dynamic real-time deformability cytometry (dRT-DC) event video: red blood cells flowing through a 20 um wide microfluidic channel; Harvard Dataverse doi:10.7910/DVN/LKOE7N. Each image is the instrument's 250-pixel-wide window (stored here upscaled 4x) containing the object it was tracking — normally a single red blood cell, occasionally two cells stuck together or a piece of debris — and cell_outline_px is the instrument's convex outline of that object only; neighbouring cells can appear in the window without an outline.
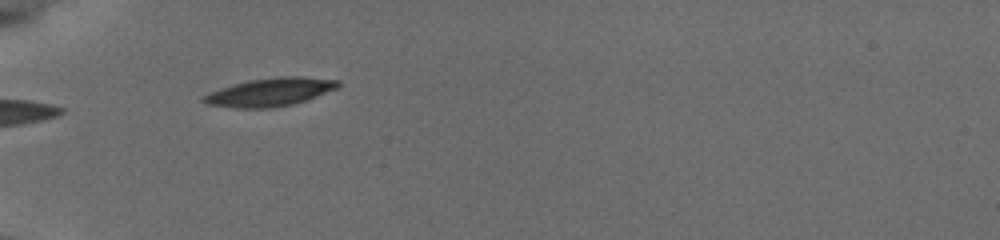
{"species": "common noctule bat (a hibernating species)", "species_latin": "Nyctalus noctula", "temperature_condition": "cold", "stored_images_in_passage": 5, "camera_frame_rate_fps": 3000, "um_per_image_px": 0.085, "animal": {"sex": "female", "body_mass_g": 19.5, "forearm_length_mm": 54.1}, "frame": {"image": 1, "passage_image": 1, "time_ms": 0.0, "image_size_px": [1000, 240], "cell_outline_px": [[340, 84], [336, 88], [308, 100], [292, 104], [272, 108], [232, 108], [208, 104], [200, 100], [200, 96], [220, 88], [232, 84], [248, 80], [280, 76], [300, 76], [340, 80]], "centroid_in_image_um": [22.92, 7.83], "position_along_channel_um": 62.1, "area_um2": 22.31}}
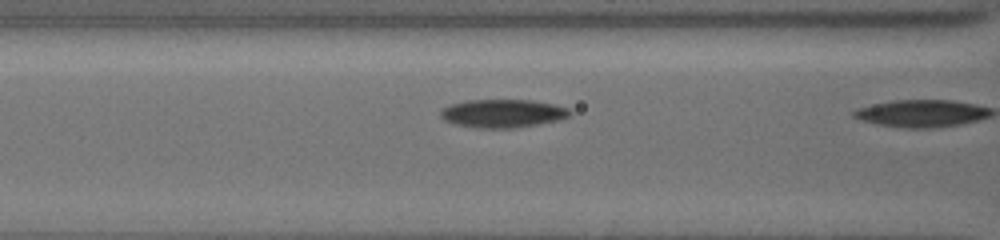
{"frame": {"image": 2, "passage_image": 4, "time_ms": 1.0, "image_size_px": [1000, 240], "cell_outline_px": [[572, 112], [568, 116], [560, 120], [512, 128], [476, 128], [452, 124], [444, 120], [440, 116], [440, 112], [448, 104], [468, 100], [532, 100], [552, 104], [568, 108]], "centroid_in_image_um": [42.68, 9.64], "position_along_channel_um": 123.9, "area_um2": 21.33}}